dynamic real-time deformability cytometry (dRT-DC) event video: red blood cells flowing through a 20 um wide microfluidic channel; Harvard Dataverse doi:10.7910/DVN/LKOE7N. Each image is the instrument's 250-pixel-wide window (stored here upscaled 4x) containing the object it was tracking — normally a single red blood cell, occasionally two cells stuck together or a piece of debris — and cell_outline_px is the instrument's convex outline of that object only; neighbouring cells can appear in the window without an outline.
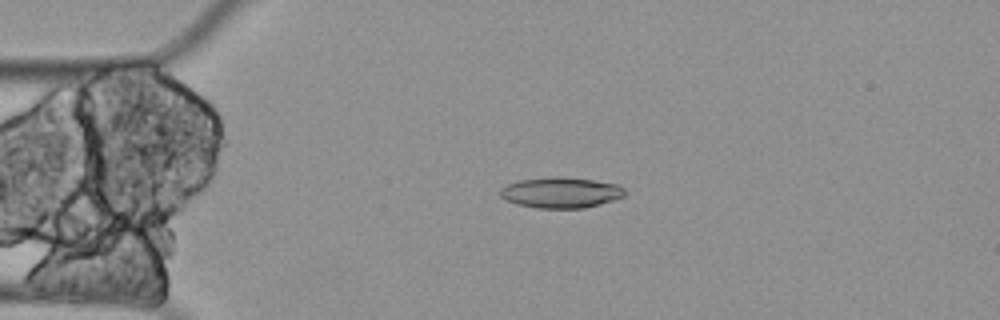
{"species": "Egyptian fruit bat (a non-hibernating species)", "species_latin": "Rousettus aegyptiacus", "temperature_condition": "cold", "stored_images_in_passage": 4, "camera_frame_rate_fps": 3000, "um_per_image_px": 0.085, "animal": {"sex": "female"}, "frame": {"image": 1, "passage_image": 4, "time_ms": 1.0, "image_size_px": [1000, 320], "cell_outline_px": [[624, 196], [600, 204], [584, 208], [536, 208], [516, 204], [500, 196], [500, 188], [508, 184], [520, 180], [592, 180], [616, 184], [624, 188]], "centroid_in_image_um": [47.67, 16.43], "position_along_channel_um": 37.3, "area_um2": 21.04}}